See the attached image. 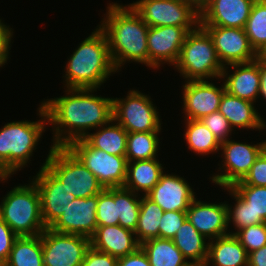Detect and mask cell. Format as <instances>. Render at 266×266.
Here are the masks:
<instances>
[{
    "mask_svg": "<svg viewBox=\"0 0 266 266\" xmlns=\"http://www.w3.org/2000/svg\"><path fill=\"white\" fill-rule=\"evenodd\" d=\"M229 233L238 238L248 254L266 245V223L251 225Z\"/></svg>",
    "mask_w": 266,
    "mask_h": 266,
    "instance_id": "cell-38",
    "label": "cell"
},
{
    "mask_svg": "<svg viewBox=\"0 0 266 266\" xmlns=\"http://www.w3.org/2000/svg\"><path fill=\"white\" fill-rule=\"evenodd\" d=\"M9 177H11V176H2V175L0 174V180L3 181V182H5ZM4 180H5V181H4Z\"/></svg>",
    "mask_w": 266,
    "mask_h": 266,
    "instance_id": "cell-48",
    "label": "cell"
},
{
    "mask_svg": "<svg viewBox=\"0 0 266 266\" xmlns=\"http://www.w3.org/2000/svg\"><path fill=\"white\" fill-rule=\"evenodd\" d=\"M259 96L266 99V56H260V90Z\"/></svg>",
    "mask_w": 266,
    "mask_h": 266,
    "instance_id": "cell-47",
    "label": "cell"
},
{
    "mask_svg": "<svg viewBox=\"0 0 266 266\" xmlns=\"http://www.w3.org/2000/svg\"><path fill=\"white\" fill-rule=\"evenodd\" d=\"M186 219V211H165L159 224V238L172 240Z\"/></svg>",
    "mask_w": 266,
    "mask_h": 266,
    "instance_id": "cell-40",
    "label": "cell"
},
{
    "mask_svg": "<svg viewBox=\"0 0 266 266\" xmlns=\"http://www.w3.org/2000/svg\"><path fill=\"white\" fill-rule=\"evenodd\" d=\"M65 68L66 88L98 89L117 71L106 34L99 26L79 44Z\"/></svg>",
    "mask_w": 266,
    "mask_h": 266,
    "instance_id": "cell-3",
    "label": "cell"
},
{
    "mask_svg": "<svg viewBox=\"0 0 266 266\" xmlns=\"http://www.w3.org/2000/svg\"><path fill=\"white\" fill-rule=\"evenodd\" d=\"M106 11V17L99 27L106 34L110 56L117 72L127 61L148 66L149 26L130 4L124 6L112 2Z\"/></svg>",
    "mask_w": 266,
    "mask_h": 266,
    "instance_id": "cell-2",
    "label": "cell"
},
{
    "mask_svg": "<svg viewBox=\"0 0 266 266\" xmlns=\"http://www.w3.org/2000/svg\"><path fill=\"white\" fill-rule=\"evenodd\" d=\"M45 167L77 198L98 195L104 188L96 176L67 148L50 147Z\"/></svg>",
    "mask_w": 266,
    "mask_h": 266,
    "instance_id": "cell-7",
    "label": "cell"
},
{
    "mask_svg": "<svg viewBox=\"0 0 266 266\" xmlns=\"http://www.w3.org/2000/svg\"><path fill=\"white\" fill-rule=\"evenodd\" d=\"M17 237L18 235L0 218V266L8 260Z\"/></svg>",
    "mask_w": 266,
    "mask_h": 266,
    "instance_id": "cell-42",
    "label": "cell"
},
{
    "mask_svg": "<svg viewBox=\"0 0 266 266\" xmlns=\"http://www.w3.org/2000/svg\"><path fill=\"white\" fill-rule=\"evenodd\" d=\"M242 182L245 185L266 186V148L257 157Z\"/></svg>",
    "mask_w": 266,
    "mask_h": 266,
    "instance_id": "cell-41",
    "label": "cell"
},
{
    "mask_svg": "<svg viewBox=\"0 0 266 266\" xmlns=\"http://www.w3.org/2000/svg\"><path fill=\"white\" fill-rule=\"evenodd\" d=\"M160 132H131L127 134V162L158 158Z\"/></svg>",
    "mask_w": 266,
    "mask_h": 266,
    "instance_id": "cell-32",
    "label": "cell"
},
{
    "mask_svg": "<svg viewBox=\"0 0 266 266\" xmlns=\"http://www.w3.org/2000/svg\"><path fill=\"white\" fill-rule=\"evenodd\" d=\"M130 5L149 27L200 25V6L193 0H138Z\"/></svg>",
    "mask_w": 266,
    "mask_h": 266,
    "instance_id": "cell-8",
    "label": "cell"
},
{
    "mask_svg": "<svg viewBox=\"0 0 266 266\" xmlns=\"http://www.w3.org/2000/svg\"><path fill=\"white\" fill-rule=\"evenodd\" d=\"M96 217L98 226L119 224L117 202L114 201V188H104L98 194Z\"/></svg>",
    "mask_w": 266,
    "mask_h": 266,
    "instance_id": "cell-37",
    "label": "cell"
},
{
    "mask_svg": "<svg viewBox=\"0 0 266 266\" xmlns=\"http://www.w3.org/2000/svg\"><path fill=\"white\" fill-rule=\"evenodd\" d=\"M3 266H44L41 234L18 236Z\"/></svg>",
    "mask_w": 266,
    "mask_h": 266,
    "instance_id": "cell-29",
    "label": "cell"
},
{
    "mask_svg": "<svg viewBox=\"0 0 266 266\" xmlns=\"http://www.w3.org/2000/svg\"><path fill=\"white\" fill-rule=\"evenodd\" d=\"M183 85V113L186 120H200L206 115L219 111L224 94V83L216 87L208 80L185 81Z\"/></svg>",
    "mask_w": 266,
    "mask_h": 266,
    "instance_id": "cell-17",
    "label": "cell"
},
{
    "mask_svg": "<svg viewBox=\"0 0 266 266\" xmlns=\"http://www.w3.org/2000/svg\"><path fill=\"white\" fill-rule=\"evenodd\" d=\"M114 122L115 124H113ZM127 134L128 132L112 118L107 124L99 127L95 133H88L83 139L90 146L103 150L111 155L125 156L127 150Z\"/></svg>",
    "mask_w": 266,
    "mask_h": 266,
    "instance_id": "cell-27",
    "label": "cell"
},
{
    "mask_svg": "<svg viewBox=\"0 0 266 266\" xmlns=\"http://www.w3.org/2000/svg\"><path fill=\"white\" fill-rule=\"evenodd\" d=\"M193 1H195L200 6L205 0H193Z\"/></svg>",
    "mask_w": 266,
    "mask_h": 266,
    "instance_id": "cell-49",
    "label": "cell"
},
{
    "mask_svg": "<svg viewBox=\"0 0 266 266\" xmlns=\"http://www.w3.org/2000/svg\"><path fill=\"white\" fill-rule=\"evenodd\" d=\"M248 266H266V245L249 253Z\"/></svg>",
    "mask_w": 266,
    "mask_h": 266,
    "instance_id": "cell-46",
    "label": "cell"
},
{
    "mask_svg": "<svg viewBox=\"0 0 266 266\" xmlns=\"http://www.w3.org/2000/svg\"><path fill=\"white\" fill-rule=\"evenodd\" d=\"M185 140L188 149L200 155L213 154L220 150L221 143L200 120H185Z\"/></svg>",
    "mask_w": 266,
    "mask_h": 266,
    "instance_id": "cell-30",
    "label": "cell"
},
{
    "mask_svg": "<svg viewBox=\"0 0 266 266\" xmlns=\"http://www.w3.org/2000/svg\"><path fill=\"white\" fill-rule=\"evenodd\" d=\"M118 266H151L146 253L139 247L134 253L118 258Z\"/></svg>",
    "mask_w": 266,
    "mask_h": 266,
    "instance_id": "cell-45",
    "label": "cell"
},
{
    "mask_svg": "<svg viewBox=\"0 0 266 266\" xmlns=\"http://www.w3.org/2000/svg\"><path fill=\"white\" fill-rule=\"evenodd\" d=\"M197 27H149L147 34L148 67L159 69L161 64L176 65L185 38Z\"/></svg>",
    "mask_w": 266,
    "mask_h": 266,
    "instance_id": "cell-13",
    "label": "cell"
},
{
    "mask_svg": "<svg viewBox=\"0 0 266 266\" xmlns=\"http://www.w3.org/2000/svg\"><path fill=\"white\" fill-rule=\"evenodd\" d=\"M113 120L128 133L160 132L161 119L150 96L138 90H130L126 98H112Z\"/></svg>",
    "mask_w": 266,
    "mask_h": 266,
    "instance_id": "cell-9",
    "label": "cell"
},
{
    "mask_svg": "<svg viewBox=\"0 0 266 266\" xmlns=\"http://www.w3.org/2000/svg\"><path fill=\"white\" fill-rule=\"evenodd\" d=\"M174 67L185 81L219 79L224 70L211 36L201 25L187 34Z\"/></svg>",
    "mask_w": 266,
    "mask_h": 266,
    "instance_id": "cell-6",
    "label": "cell"
},
{
    "mask_svg": "<svg viewBox=\"0 0 266 266\" xmlns=\"http://www.w3.org/2000/svg\"><path fill=\"white\" fill-rule=\"evenodd\" d=\"M38 121H13L0 129V174L11 176L27 165L33 150L45 132L46 111L41 103ZM44 120V121H43Z\"/></svg>",
    "mask_w": 266,
    "mask_h": 266,
    "instance_id": "cell-4",
    "label": "cell"
},
{
    "mask_svg": "<svg viewBox=\"0 0 266 266\" xmlns=\"http://www.w3.org/2000/svg\"><path fill=\"white\" fill-rule=\"evenodd\" d=\"M132 230L121 225L98 226L90 238V245L95 250L121 258L134 253L140 243Z\"/></svg>",
    "mask_w": 266,
    "mask_h": 266,
    "instance_id": "cell-22",
    "label": "cell"
},
{
    "mask_svg": "<svg viewBox=\"0 0 266 266\" xmlns=\"http://www.w3.org/2000/svg\"><path fill=\"white\" fill-rule=\"evenodd\" d=\"M81 266H118V259L108 253L100 252L90 247Z\"/></svg>",
    "mask_w": 266,
    "mask_h": 266,
    "instance_id": "cell-43",
    "label": "cell"
},
{
    "mask_svg": "<svg viewBox=\"0 0 266 266\" xmlns=\"http://www.w3.org/2000/svg\"><path fill=\"white\" fill-rule=\"evenodd\" d=\"M140 194L124 187H114V201L117 202L119 225L135 232L140 212Z\"/></svg>",
    "mask_w": 266,
    "mask_h": 266,
    "instance_id": "cell-34",
    "label": "cell"
},
{
    "mask_svg": "<svg viewBox=\"0 0 266 266\" xmlns=\"http://www.w3.org/2000/svg\"><path fill=\"white\" fill-rule=\"evenodd\" d=\"M13 29L9 28L6 24L0 19V67L5 65L8 60L11 38L13 37Z\"/></svg>",
    "mask_w": 266,
    "mask_h": 266,
    "instance_id": "cell-44",
    "label": "cell"
},
{
    "mask_svg": "<svg viewBox=\"0 0 266 266\" xmlns=\"http://www.w3.org/2000/svg\"><path fill=\"white\" fill-rule=\"evenodd\" d=\"M255 0H205L200 5V25L243 28Z\"/></svg>",
    "mask_w": 266,
    "mask_h": 266,
    "instance_id": "cell-18",
    "label": "cell"
},
{
    "mask_svg": "<svg viewBox=\"0 0 266 266\" xmlns=\"http://www.w3.org/2000/svg\"><path fill=\"white\" fill-rule=\"evenodd\" d=\"M163 165L157 158L136 160L127 163V176L124 188L138 194L140 191L146 196L159 182L163 172Z\"/></svg>",
    "mask_w": 266,
    "mask_h": 266,
    "instance_id": "cell-25",
    "label": "cell"
},
{
    "mask_svg": "<svg viewBox=\"0 0 266 266\" xmlns=\"http://www.w3.org/2000/svg\"><path fill=\"white\" fill-rule=\"evenodd\" d=\"M235 71L228 75L229 67H224L221 78H224L225 90L241 99L256 103L260 90V55L258 58L246 63L230 64ZM226 78V79H225Z\"/></svg>",
    "mask_w": 266,
    "mask_h": 266,
    "instance_id": "cell-21",
    "label": "cell"
},
{
    "mask_svg": "<svg viewBox=\"0 0 266 266\" xmlns=\"http://www.w3.org/2000/svg\"><path fill=\"white\" fill-rule=\"evenodd\" d=\"M30 184L14 187L0 204V218L18 236H36L46 229L38 189L33 180Z\"/></svg>",
    "mask_w": 266,
    "mask_h": 266,
    "instance_id": "cell-5",
    "label": "cell"
},
{
    "mask_svg": "<svg viewBox=\"0 0 266 266\" xmlns=\"http://www.w3.org/2000/svg\"><path fill=\"white\" fill-rule=\"evenodd\" d=\"M186 216L208 241L230 234L227 230L229 227L226 202L207 203L195 198L188 207Z\"/></svg>",
    "mask_w": 266,
    "mask_h": 266,
    "instance_id": "cell-19",
    "label": "cell"
},
{
    "mask_svg": "<svg viewBox=\"0 0 266 266\" xmlns=\"http://www.w3.org/2000/svg\"><path fill=\"white\" fill-rule=\"evenodd\" d=\"M151 266H192L173 240L151 238L140 244Z\"/></svg>",
    "mask_w": 266,
    "mask_h": 266,
    "instance_id": "cell-28",
    "label": "cell"
},
{
    "mask_svg": "<svg viewBox=\"0 0 266 266\" xmlns=\"http://www.w3.org/2000/svg\"><path fill=\"white\" fill-rule=\"evenodd\" d=\"M32 180L40 195L43 222L46 228H50L65 211L68 203L77 197L67 193L63 183L45 167L44 163Z\"/></svg>",
    "mask_w": 266,
    "mask_h": 266,
    "instance_id": "cell-15",
    "label": "cell"
},
{
    "mask_svg": "<svg viewBox=\"0 0 266 266\" xmlns=\"http://www.w3.org/2000/svg\"><path fill=\"white\" fill-rule=\"evenodd\" d=\"M254 212L256 224L266 222V186L245 185L242 181L231 186Z\"/></svg>",
    "mask_w": 266,
    "mask_h": 266,
    "instance_id": "cell-35",
    "label": "cell"
},
{
    "mask_svg": "<svg viewBox=\"0 0 266 266\" xmlns=\"http://www.w3.org/2000/svg\"><path fill=\"white\" fill-rule=\"evenodd\" d=\"M44 266H81L90 239L46 228L41 233Z\"/></svg>",
    "mask_w": 266,
    "mask_h": 266,
    "instance_id": "cell-12",
    "label": "cell"
},
{
    "mask_svg": "<svg viewBox=\"0 0 266 266\" xmlns=\"http://www.w3.org/2000/svg\"><path fill=\"white\" fill-rule=\"evenodd\" d=\"M246 249L234 234L210 240L208 256L204 266H248Z\"/></svg>",
    "mask_w": 266,
    "mask_h": 266,
    "instance_id": "cell-24",
    "label": "cell"
},
{
    "mask_svg": "<svg viewBox=\"0 0 266 266\" xmlns=\"http://www.w3.org/2000/svg\"><path fill=\"white\" fill-rule=\"evenodd\" d=\"M192 266H204L208 256L207 238L200 234L188 219L177 230L172 239Z\"/></svg>",
    "mask_w": 266,
    "mask_h": 266,
    "instance_id": "cell-26",
    "label": "cell"
},
{
    "mask_svg": "<svg viewBox=\"0 0 266 266\" xmlns=\"http://www.w3.org/2000/svg\"><path fill=\"white\" fill-rule=\"evenodd\" d=\"M164 211L147 196L141 195L140 212L138 225L135 230V237L142 242L159 237V224Z\"/></svg>",
    "mask_w": 266,
    "mask_h": 266,
    "instance_id": "cell-31",
    "label": "cell"
},
{
    "mask_svg": "<svg viewBox=\"0 0 266 266\" xmlns=\"http://www.w3.org/2000/svg\"><path fill=\"white\" fill-rule=\"evenodd\" d=\"M257 111L253 102L231 95L227 91L224 92L219 106V112L227 118L233 129H266V121L264 122Z\"/></svg>",
    "mask_w": 266,
    "mask_h": 266,
    "instance_id": "cell-23",
    "label": "cell"
},
{
    "mask_svg": "<svg viewBox=\"0 0 266 266\" xmlns=\"http://www.w3.org/2000/svg\"><path fill=\"white\" fill-rule=\"evenodd\" d=\"M91 88H67L66 96L46 99L42 105L53 127L52 147H66L84 138L87 130L98 129L113 118L112 98L96 96Z\"/></svg>",
    "mask_w": 266,
    "mask_h": 266,
    "instance_id": "cell-1",
    "label": "cell"
},
{
    "mask_svg": "<svg viewBox=\"0 0 266 266\" xmlns=\"http://www.w3.org/2000/svg\"><path fill=\"white\" fill-rule=\"evenodd\" d=\"M244 30L259 55L266 48V0L254 1Z\"/></svg>",
    "mask_w": 266,
    "mask_h": 266,
    "instance_id": "cell-33",
    "label": "cell"
},
{
    "mask_svg": "<svg viewBox=\"0 0 266 266\" xmlns=\"http://www.w3.org/2000/svg\"><path fill=\"white\" fill-rule=\"evenodd\" d=\"M259 55L260 56H266V48Z\"/></svg>",
    "mask_w": 266,
    "mask_h": 266,
    "instance_id": "cell-50",
    "label": "cell"
},
{
    "mask_svg": "<svg viewBox=\"0 0 266 266\" xmlns=\"http://www.w3.org/2000/svg\"><path fill=\"white\" fill-rule=\"evenodd\" d=\"M97 202L98 195L72 200L50 229L60 233L81 235L90 239L98 227Z\"/></svg>",
    "mask_w": 266,
    "mask_h": 266,
    "instance_id": "cell-16",
    "label": "cell"
},
{
    "mask_svg": "<svg viewBox=\"0 0 266 266\" xmlns=\"http://www.w3.org/2000/svg\"><path fill=\"white\" fill-rule=\"evenodd\" d=\"M265 148L266 140L253 145L230 140V138L221 142L220 150L223 151L221 155H224L222 160L224 163L219 169H224L220 174L210 177L212 183L227 188L242 181Z\"/></svg>",
    "mask_w": 266,
    "mask_h": 266,
    "instance_id": "cell-11",
    "label": "cell"
},
{
    "mask_svg": "<svg viewBox=\"0 0 266 266\" xmlns=\"http://www.w3.org/2000/svg\"><path fill=\"white\" fill-rule=\"evenodd\" d=\"M189 183L175 174L163 173L159 182L146 195L165 211H187L196 198Z\"/></svg>",
    "mask_w": 266,
    "mask_h": 266,
    "instance_id": "cell-20",
    "label": "cell"
},
{
    "mask_svg": "<svg viewBox=\"0 0 266 266\" xmlns=\"http://www.w3.org/2000/svg\"><path fill=\"white\" fill-rule=\"evenodd\" d=\"M97 178L103 188L123 187L127 176L126 156L111 155L90 146L83 138L66 146Z\"/></svg>",
    "mask_w": 266,
    "mask_h": 266,
    "instance_id": "cell-10",
    "label": "cell"
},
{
    "mask_svg": "<svg viewBox=\"0 0 266 266\" xmlns=\"http://www.w3.org/2000/svg\"><path fill=\"white\" fill-rule=\"evenodd\" d=\"M227 190L231 196H233L236 203L234 207L227 205V217H228V226L232 222L235 230H240L251 225H256V219H254V212L249 207V203L246 202L232 187L224 188ZM233 207V209H232Z\"/></svg>",
    "mask_w": 266,
    "mask_h": 266,
    "instance_id": "cell-36",
    "label": "cell"
},
{
    "mask_svg": "<svg viewBox=\"0 0 266 266\" xmlns=\"http://www.w3.org/2000/svg\"><path fill=\"white\" fill-rule=\"evenodd\" d=\"M200 121L213 133V135L221 142L229 139L233 128L227 118L219 111L204 116Z\"/></svg>",
    "mask_w": 266,
    "mask_h": 266,
    "instance_id": "cell-39",
    "label": "cell"
},
{
    "mask_svg": "<svg viewBox=\"0 0 266 266\" xmlns=\"http://www.w3.org/2000/svg\"><path fill=\"white\" fill-rule=\"evenodd\" d=\"M202 27L211 36L217 56L224 67L230 64L251 62L258 58L243 28Z\"/></svg>",
    "mask_w": 266,
    "mask_h": 266,
    "instance_id": "cell-14",
    "label": "cell"
}]
</instances>
